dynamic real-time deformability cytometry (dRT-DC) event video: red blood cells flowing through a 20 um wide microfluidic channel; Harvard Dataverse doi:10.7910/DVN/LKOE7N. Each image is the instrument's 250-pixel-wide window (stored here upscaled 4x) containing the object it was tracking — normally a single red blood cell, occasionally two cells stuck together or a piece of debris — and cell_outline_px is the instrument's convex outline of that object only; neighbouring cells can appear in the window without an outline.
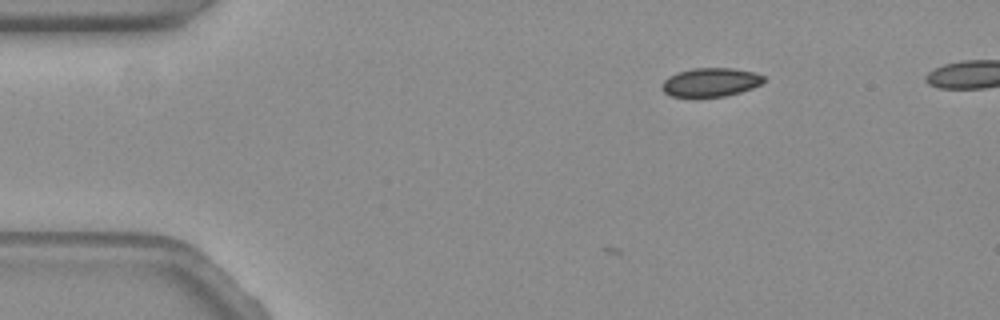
{"species": "common noctule bat (a hibernating species)", "species_latin": "Nyctalus noctula", "temperature_condition": "warm", "stored_images_in_passage": 3, "camera_frame_rate_fps": 3000, "um_per_image_px": 0.085, "animal": {"sex": "female", "body_mass_g": 19.3, "forearm_length_mm": 54.1}, "frame": {"image": 1, "passage_image": 1, "time_ms": 0.0, "image_size_px": [1000, 320], "cell_outline_px": [[764, 80], [760, 84], [752, 88], [740, 92], [724, 96], [672, 96], [664, 92], [660, 88], [660, 84], [668, 76], [676, 72], [692, 68], [732, 68], [756, 72], [764, 76]], "centroid_in_image_um": [60.37, 6.97], "position_along_channel_um": 24.6, "area_um2": 17.05}}